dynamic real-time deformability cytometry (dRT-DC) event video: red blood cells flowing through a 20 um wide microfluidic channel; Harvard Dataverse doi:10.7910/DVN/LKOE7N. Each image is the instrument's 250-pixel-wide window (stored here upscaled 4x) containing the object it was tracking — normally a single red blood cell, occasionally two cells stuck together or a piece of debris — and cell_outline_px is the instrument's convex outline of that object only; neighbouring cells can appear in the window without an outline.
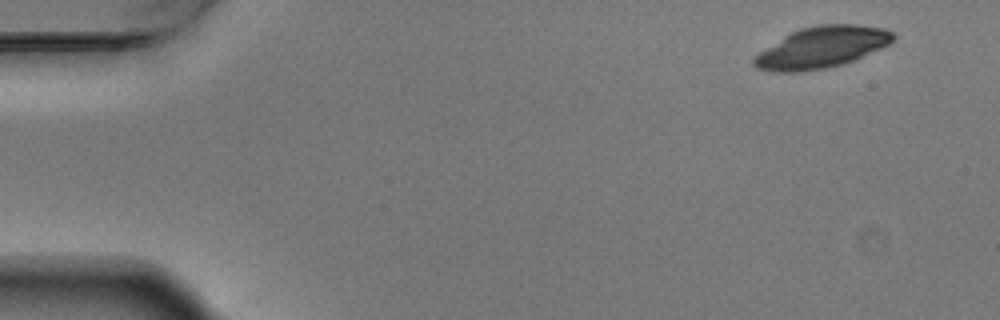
{"species": "Egyptian fruit bat (a non-hibernating species)", "species_latin": "Rousettus aegyptiacus", "temperature_condition": "warm", "stored_images_in_passage": 4, "camera_frame_rate_fps": 3000, "um_per_image_px": 0.085, "animal": {"sex": "male"}, "frame": {"image": 1, "passage_image": 1, "time_ms": 0.0, "image_size_px": [1000, 320], "cell_outline_px": [[896, 36], [888, 44], [880, 48], [852, 60], [828, 68], [800, 72], [772, 72], [756, 68], [752, 64], [752, 60], [760, 52], [792, 32], [800, 28], [820, 24], [856, 24], [884, 28], [892, 32]], "centroid_in_image_um": [69.83, 4.03], "position_along_channel_um": 15.2, "area_um2": 33.06}}